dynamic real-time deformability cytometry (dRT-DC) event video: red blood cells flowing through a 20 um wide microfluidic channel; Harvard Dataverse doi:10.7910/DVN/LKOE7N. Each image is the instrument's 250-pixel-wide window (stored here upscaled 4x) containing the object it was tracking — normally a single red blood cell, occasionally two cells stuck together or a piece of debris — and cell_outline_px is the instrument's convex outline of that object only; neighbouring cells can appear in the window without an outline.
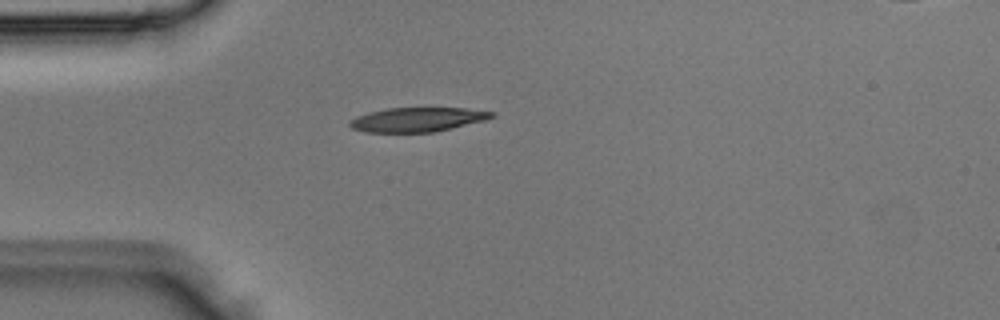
{"species": "Egyptian fruit bat (a non-hibernating species)", "species_latin": "Rousettus aegyptiacus", "temperature_condition": "room temperature", "stored_images_in_passage": 1, "camera_frame_rate_fps": 3000, "um_per_image_px": 0.085, "animal": {"sex": "male"}, "frame": {"image": 1, "passage_image": 1, "time_ms": 0.0, "image_size_px": [1000, 320], "cell_outline_px": [[496, 116], [484, 120], [436, 132], [364, 132], [352, 128], [348, 124], [348, 120], [356, 116], [368, 112], [388, 108], [468, 108], [496, 112]], "centroid_in_image_um": [35.47, 10.16], "position_along_channel_um": 49.5, "area_um2": 20.23}}